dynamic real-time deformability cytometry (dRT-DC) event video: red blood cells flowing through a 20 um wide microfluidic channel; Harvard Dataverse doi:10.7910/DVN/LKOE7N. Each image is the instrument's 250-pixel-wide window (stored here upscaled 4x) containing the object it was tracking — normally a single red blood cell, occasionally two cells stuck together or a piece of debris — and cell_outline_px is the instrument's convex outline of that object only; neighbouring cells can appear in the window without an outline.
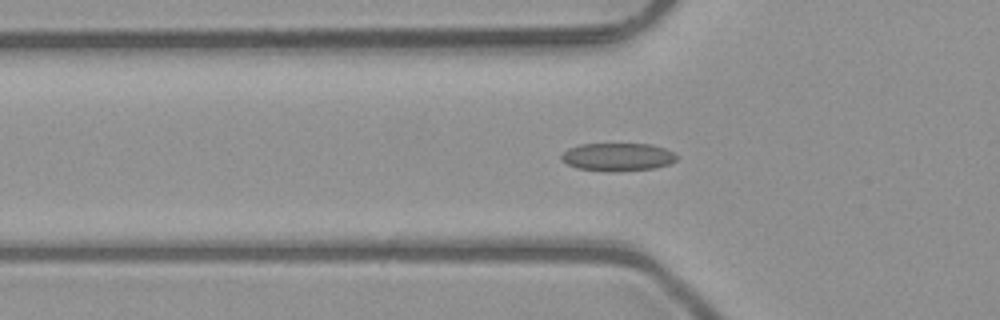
{"species": "common noctule bat (a hibernating species)", "species_latin": "Nyctalus noctula", "temperature_condition": "room temperature", "stored_images_in_passage": 48, "camera_frame_rate_fps": 3000, "um_per_image_px": 0.085, "animal": {"sex": "male", "body_mass_g": 23.1, "forearm_length_mm": 52.7}, "frame": {"image": 1, "passage_image": 16, "time_ms": 5.0, "image_size_px": [1000, 320], "cell_outline_px": [[676, 160], [668, 164], [656, 168], [616, 172], [576, 168], [560, 160], [560, 156], [568, 148], [580, 144], [652, 144], [664, 148], [672, 152], [676, 156]], "centroid_in_image_um": [52.47, 13.34], "position_along_channel_um": 73.3, "area_um2": 18.84}}
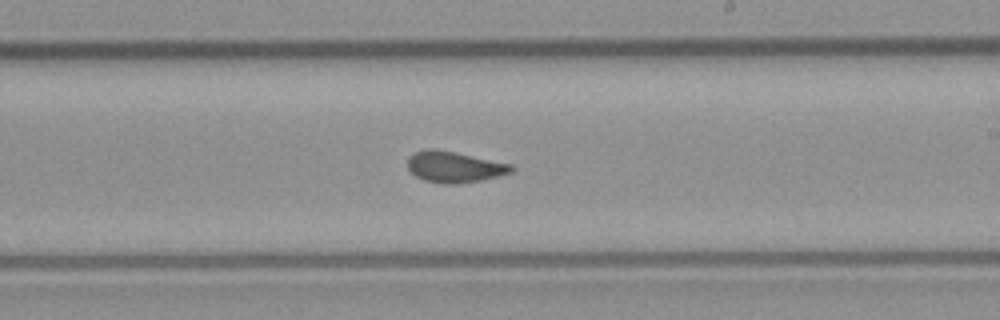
{"frame": {"image": 2, "passage_image": 29, "time_ms": 9.333, "image_size_px": [1000, 320], "cell_outline_px": [[516, 168], [512, 172], [480, 180], [456, 184], [444, 184], [424, 180], [416, 176], [408, 168], [408, 156], [412, 152], [428, 148], [436, 148], [456, 152], [512, 164]], "centroid_in_image_um": [38.6, 14.17], "position_along_channel_um": 250.4, "area_um2": 18.9}}
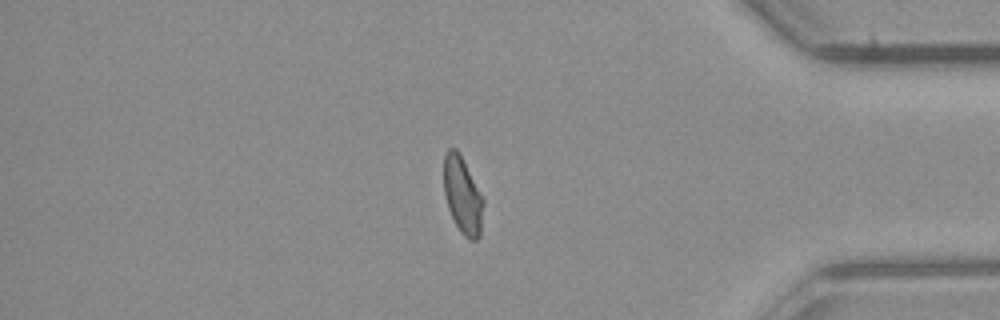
{"frame": {"image": 3, "passage_image": 42, "time_ms": 13.667, "image_size_px": [1000, 320], "cell_outline_px": [[484, 204], [480, 236], [476, 240], [468, 240], [460, 232], [448, 208], [444, 192], [444, 152], [448, 148], [456, 148], [460, 152], [484, 200]], "centroid_in_image_um": [39.32, 16.59], "position_along_channel_um": 395.9, "area_um2": 17.86}}